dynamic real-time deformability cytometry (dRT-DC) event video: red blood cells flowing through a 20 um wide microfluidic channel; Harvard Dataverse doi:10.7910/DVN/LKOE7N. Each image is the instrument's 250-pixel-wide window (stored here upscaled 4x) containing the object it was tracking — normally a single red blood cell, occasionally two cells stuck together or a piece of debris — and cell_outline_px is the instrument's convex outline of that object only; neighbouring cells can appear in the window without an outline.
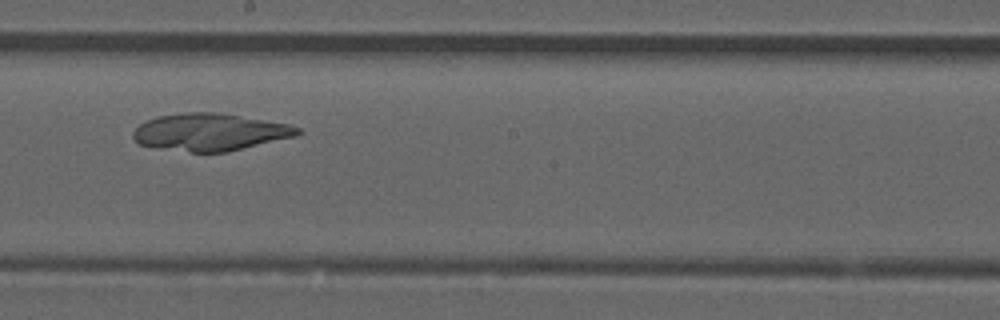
{"species": "common noctule bat (a hibernating species)", "species_latin": "Nyctalus noctula", "temperature_condition": "room temperature", "stored_images_in_passage": 9, "camera_frame_rate_fps": 3000, "um_per_image_px": 0.085, "animal": {"sex": "male", "forearm_length_mm": 52.5}, "frame": {"image": 1, "passage_image": 7, "time_ms": 2.0, "image_size_px": [1000, 320], "cell_outline_px": [[300, 132], [296, 136], [228, 152], [192, 152], [152, 148], [140, 144], [132, 136], [132, 132], [140, 124], [156, 116], [184, 112], [220, 112], [288, 124], [300, 128]], "centroid_in_image_um": [17.82, 11.23], "position_along_channel_um": 230.4, "area_um2": 35.89}}